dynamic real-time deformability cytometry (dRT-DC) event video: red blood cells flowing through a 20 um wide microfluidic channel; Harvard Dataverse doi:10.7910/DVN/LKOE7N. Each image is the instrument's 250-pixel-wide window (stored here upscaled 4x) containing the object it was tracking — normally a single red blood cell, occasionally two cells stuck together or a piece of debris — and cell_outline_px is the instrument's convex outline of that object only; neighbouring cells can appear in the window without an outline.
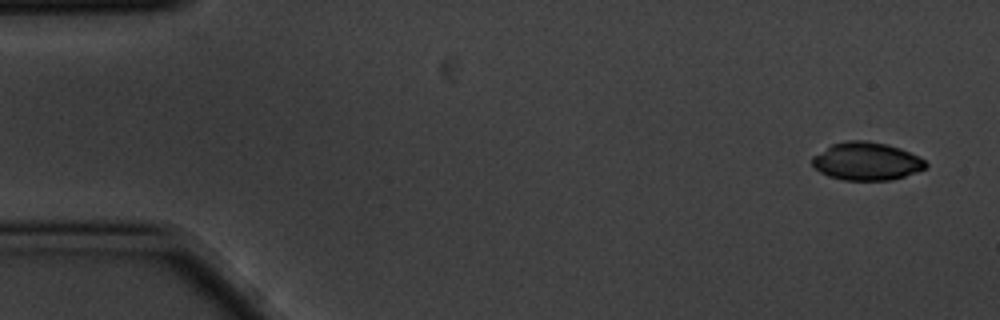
{"species": "common noctule bat (a hibernating species)", "species_latin": "Nyctalus noctula", "temperature_condition": "cold", "stored_images_in_passage": 4, "camera_frame_rate_fps": 3000, "um_per_image_px": 0.085, "animal": {"sex": "male", "body_mass_g": 20.1, "forearm_length_mm": 53.5}, "frame": {"image": 1, "passage_image": 1, "time_ms": 0.0, "image_size_px": [1000, 320], "cell_outline_px": [[928, 164], [924, 168], [904, 176], [892, 180], [844, 180], [828, 176], [820, 172], [812, 164], [812, 156], [832, 144], [844, 140], [868, 140], [888, 144], [900, 148], [924, 160]], "centroid_in_image_um": [73.62, 13.7], "position_along_channel_um": 11.4, "area_um2": 25.03}}
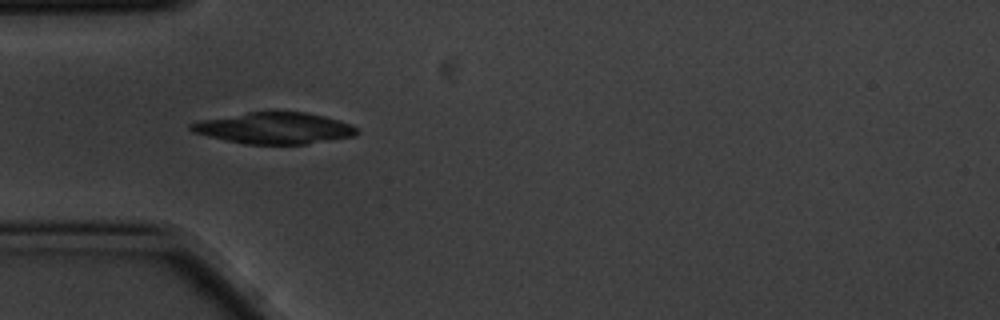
{"frame": {"image": 2, "passage_image": 4, "time_ms": 1.0, "image_size_px": [1000, 320], "cell_outline_px": [[360, 132], [356, 136], [304, 144], [244, 144], [224, 140], [192, 132], [188, 128], [188, 124], [200, 120], [248, 112], [308, 112], [340, 120], [352, 124]], "centroid_in_image_um": [23.32, 10.89], "position_along_channel_um": 61.7, "area_um2": 30.46}}